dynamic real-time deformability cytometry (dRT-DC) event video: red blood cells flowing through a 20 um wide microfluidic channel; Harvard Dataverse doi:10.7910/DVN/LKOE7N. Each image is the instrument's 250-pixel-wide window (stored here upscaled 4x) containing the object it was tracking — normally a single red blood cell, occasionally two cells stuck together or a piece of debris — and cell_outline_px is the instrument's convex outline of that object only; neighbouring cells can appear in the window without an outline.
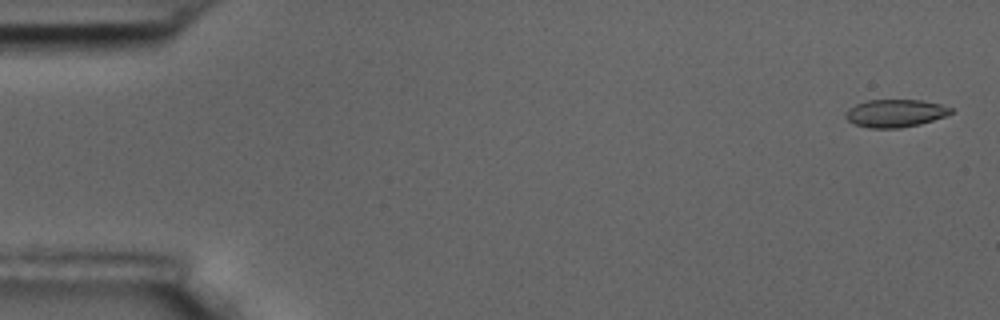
{"species": "common noctule bat (a hibernating species)", "species_latin": "Nyctalus noctula", "temperature_condition": "room temperature", "stored_images_in_passage": 18, "camera_frame_rate_fps": 3000, "um_per_image_px": 0.085, "animal": {"sex": "male", "body_mass_g": 17.5, "forearm_length_mm": 52.3}, "frame": {"image": 1, "passage_image": 2, "time_ms": 0.333, "image_size_px": [1000, 320], "cell_outline_px": [[952, 112], [944, 116], [920, 124], [900, 128], [868, 128], [852, 124], [844, 116], [844, 112], [848, 108], [856, 104], [868, 100], [920, 100], [940, 104], [952, 108]], "centroid_in_image_um": [76.03, 9.63], "position_along_channel_um": 9.0, "area_um2": 17.05}}
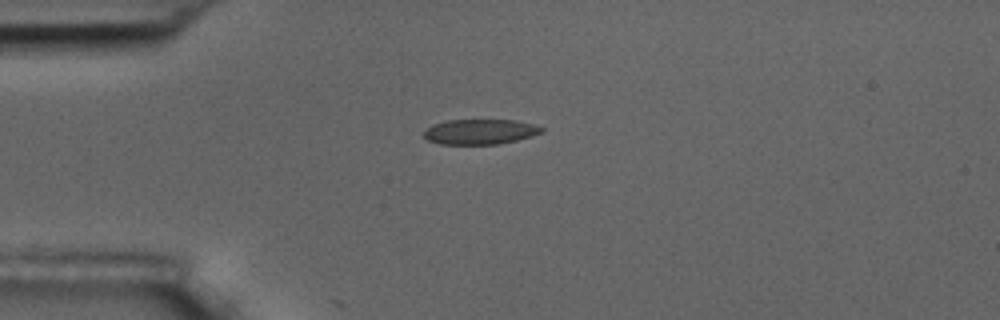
{"frame": {"image": 2, "passage_image": 15, "time_ms": 4.667, "image_size_px": [1000, 320], "cell_outline_px": [[544, 132], [532, 136], [500, 144], [440, 144], [428, 140], [424, 136], [424, 128], [432, 124], [448, 120], [516, 120], [532, 124], [544, 128]], "centroid_in_image_um": [40.79, 11.19], "position_along_channel_um": 44.2, "area_um2": 17.34}}